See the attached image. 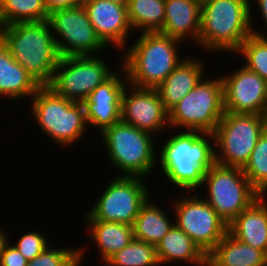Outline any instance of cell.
Segmentation results:
<instances>
[{"label":"cell","instance_id":"obj_23","mask_svg":"<svg viewBox=\"0 0 267 266\" xmlns=\"http://www.w3.org/2000/svg\"><path fill=\"white\" fill-rule=\"evenodd\" d=\"M155 249L159 265L183 262L186 264L192 263L193 266H207V256L175 224L163 236Z\"/></svg>","mask_w":267,"mask_h":266},{"label":"cell","instance_id":"obj_8","mask_svg":"<svg viewBox=\"0 0 267 266\" xmlns=\"http://www.w3.org/2000/svg\"><path fill=\"white\" fill-rule=\"evenodd\" d=\"M266 129L265 115L225 111L213 133L215 162L243 169Z\"/></svg>","mask_w":267,"mask_h":266},{"label":"cell","instance_id":"obj_21","mask_svg":"<svg viewBox=\"0 0 267 266\" xmlns=\"http://www.w3.org/2000/svg\"><path fill=\"white\" fill-rule=\"evenodd\" d=\"M41 86L11 56L5 42L0 38V99L6 97L14 102L31 99Z\"/></svg>","mask_w":267,"mask_h":266},{"label":"cell","instance_id":"obj_35","mask_svg":"<svg viewBox=\"0 0 267 266\" xmlns=\"http://www.w3.org/2000/svg\"><path fill=\"white\" fill-rule=\"evenodd\" d=\"M85 1L86 0H44L48 15L58 10L82 6Z\"/></svg>","mask_w":267,"mask_h":266},{"label":"cell","instance_id":"obj_27","mask_svg":"<svg viewBox=\"0 0 267 266\" xmlns=\"http://www.w3.org/2000/svg\"><path fill=\"white\" fill-rule=\"evenodd\" d=\"M44 0H0V23L7 26L18 22L48 20Z\"/></svg>","mask_w":267,"mask_h":266},{"label":"cell","instance_id":"obj_26","mask_svg":"<svg viewBox=\"0 0 267 266\" xmlns=\"http://www.w3.org/2000/svg\"><path fill=\"white\" fill-rule=\"evenodd\" d=\"M127 12L133 33L160 32L165 20V0H129Z\"/></svg>","mask_w":267,"mask_h":266},{"label":"cell","instance_id":"obj_20","mask_svg":"<svg viewBox=\"0 0 267 266\" xmlns=\"http://www.w3.org/2000/svg\"><path fill=\"white\" fill-rule=\"evenodd\" d=\"M260 196L243 210L230 224L228 232L241 242L267 255V201Z\"/></svg>","mask_w":267,"mask_h":266},{"label":"cell","instance_id":"obj_25","mask_svg":"<svg viewBox=\"0 0 267 266\" xmlns=\"http://www.w3.org/2000/svg\"><path fill=\"white\" fill-rule=\"evenodd\" d=\"M151 197L141 206L139 213L132 225L134 239L156 245L161 241L163 236L175 224L169 218L173 215H167L166 210Z\"/></svg>","mask_w":267,"mask_h":266},{"label":"cell","instance_id":"obj_33","mask_svg":"<svg viewBox=\"0 0 267 266\" xmlns=\"http://www.w3.org/2000/svg\"><path fill=\"white\" fill-rule=\"evenodd\" d=\"M28 260L11 243L4 246L0 254V266H27Z\"/></svg>","mask_w":267,"mask_h":266},{"label":"cell","instance_id":"obj_32","mask_svg":"<svg viewBox=\"0 0 267 266\" xmlns=\"http://www.w3.org/2000/svg\"><path fill=\"white\" fill-rule=\"evenodd\" d=\"M41 231H29L22 234L13 245L28 260H33L41 254L49 245L48 236Z\"/></svg>","mask_w":267,"mask_h":266},{"label":"cell","instance_id":"obj_5","mask_svg":"<svg viewBox=\"0 0 267 266\" xmlns=\"http://www.w3.org/2000/svg\"><path fill=\"white\" fill-rule=\"evenodd\" d=\"M30 102V117L56 146L68 149L87 133L89 127L82 102L58 96L48 86H41Z\"/></svg>","mask_w":267,"mask_h":266},{"label":"cell","instance_id":"obj_34","mask_svg":"<svg viewBox=\"0 0 267 266\" xmlns=\"http://www.w3.org/2000/svg\"><path fill=\"white\" fill-rule=\"evenodd\" d=\"M255 1V2H254ZM250 0V23H251V29H252V35L256 36V37H260L263 39H267V0ZM253 2V3H252ZM254 3L256 4V6L254 5ZM254 5V6H253ZM255 7H258L257 10L259 9V13L257 15H259L260 20H263L262 23H264L263 25H265L264 27V31L260 32L261 29L256 30V26L254 27L255 22L254 19L256 20V18H254V14H255ZM254 9V10H253ZM254 14H253V12ZM266 29V32H265ZM265 32V33H264Z\"/></svg>","mask_w":267,"mask_h":266},{"label":"cell","instance_id":"obj_1","mask_svg":"<svg viewBox=\"0 0 267 266\" xmlns=\"http://www.w3.org/2000/svg\"><path fill=\"white\" fill-rule=\"evenodd\" d=\"M171 131L165 143H161L162 147L158 148L157 162L161 174L178 191H199L205 172L216 163L214 134L188 130Z\"/></svg>","mask_w":267,"mask_h":266},{"label":"cell","instance_id":"obj_17","mask_svg":"<svg viewBox=\"0 0 267 266\" xmlns=\"http://www.w3.org/2000/svg\"><path fill=\"white\" fill-rule=\"evenodd\" d=\"M83 6L102 43L108 49L113 46L118 52L125 51L129 46L128 37L133 32L127 6L110 0H86Z\"/></svg>","mask_w":267,"mask_h":266},{"label":"cell","instance_id":"obj_9","mask_svg":"<svg viewBox=\"0 0 267 266\" xmlns=\"http://www.w3.org/2000/svg\"><path fill=\"white\" fill-rule=\"evenodd\" d=\"M203 199L230 224L261 195L250 184L241 168L215 163L204 175Z\"/></svg>","mask_w":267,"mask_h":266},{"label":"cell","instance_id":"obj_41","mask_svg":"<svg viewBox=\"0 0 267 266\" xmlns=\"http://www.w3.org/2000/svg\"><path fill=\"white\" fill-rule=\"evenodd\" d=\"M1 28H2V26H1V23H0V38H1Z\"/></svg>","mask_w":267,"mask_h":266},{"label":"cell","instance_id":"obj_7","mask_svg":"<svg viewBox=\"0 0 267 266\" xmlns=\"http://www.w3.org/2000/svg\"><path fill=\"white\" fill-rule=\"evenodd\" d=\"M205 77L169 111L170 129L214 133L225 112L223 82Z\"/></svg>","mask_w":267,"mask_h":266},{"label":"cell","instance_id":"obj_36","mask_svg":"<svg viewBox=\"0 0 267 266\" xmlns=\"http://www.w3.org/2000/svg\"><path fill=\"white\" fill-rule=\"evenodd\" d=\"M2 227V226H0ZM4 228H0V254L2 253L4 246L9 242L10 237L8 236L9 234L7 233ZM9 238V239H8Z\"/></svg>","mask_w":267,"mask_h":266},{"label":"cell","instance_id":"obj_10","mask_svg":"<svg viewBox=\"0 0 267 266\" xmlns=\"http://www.w3.org/2000/svg\"><path fill=\"white\" fill-rule=\"evenodd\" d=\"M113 177L82 220L133 225L141 206L152 196L148 182L142 177Z\"/></svg>","mask_w":267,"mask_h":266},{"label":"cell","instance_id":"obj_12","mask_svg":"<svg viewBox=\"0 0 267 266\" xmlns=\"http://www.w3.org/2000/svg\"><path fill=\"white\" fill-rule=\"evenodd\" d=\"M194 193L197 192H184L185 196L175 198L171 209L175 213V225L207 256L227 234L228 224L200 195Z\"/></svg>","mask_w":267,"mask_h":266},{"label":"cell","instance_id":"obj_2","mask_svg":"<svg viewBox=\"0 0 267 266\" xmlns=\"http://www.w3.org/2000/svg\"><path fill=\"white\" fill-rule=\"evenodd\" d=\"M136 37L122 53L119 64L125 69L129 84L157 88L184 60L180 56L182 41L160 32H143Z\"/></svg>","mask_w":267,"mask_h":266},{"label":"cell","instance_id":"obj_22","mask_svg":"<svg viewBox=\"0 0 267 266\" xmlns=\"http://www.w3.org/2000/svg\"><path fill=\"white\" fill-rule=\"evenodd\" d=\"M83 224L88 226L86 237L99 250L97 259L103 264L134 239L132 226L128 224L98 220H83Z\"/></svg>","mask_w":267,"mask_h":266},{"label":"cell","instance_id":"obj_37","mask_svg":"<svg viewBox=\"0 0 267 266\" xmlns=\"http://www.w3.org/2000/svg\"><path fill=\"white\" fill-rule=\"evenodd\" d=\"M79 247V260L73 265V266H83V259H85V253L87 252V246L85 245L84 247L78 246ZM86 251V252H85Z\"/></svg>","mask_w":267,"mask_h":266},{"label":"cell","instance_id":"obj_19","mask_svg":"<svg viewBox=\"0 0 267 266\" xmlns=\"http://www.w3.org/2000/svg\"><path fill=\"white\" fill-rule=\"evenodd\" d=\"M184 58L183 61L156 88L160 99L169 112L183 99L205 76L206 64L196 56Z\"/></svg>","mask_w":267,"mask_h":266},{"label":"cell","instance_id":"obj_14","mask_svg":"<svg viewBox=\"0 0 267 266\" xmlns=\"http://www.w3.org/2000/svg\"><path fill=\"white\" fill-rule=\"evenodd\" d=\"M121 120L154 136L170 130L169 112L156 88H140L128 83L121 97Z\"/></svg>","mask_w":267,"mask_h":266},{"label":"cell","instance_id":"obj_39","mask_svg":"<svg viewBox=\"0 0 267 266\" xmlns=\"http://www.w3.org/2000/svg\"><path fill=\"white\" fill-rule=\"evenodd\" d=\"M194 1H197V2H199L200 4H203V3H205V2H207V1H209V0H194Z\"/></svg>","mask_w":267,"mask_h":266},{"label":"cell","instance_id":"obj_13","mask_svg":"<svg viewBox=\"0 0 267 266\" xmlns=\"http://www.w3.org/2000/svg\"><path fill=\"white\" fill-rule=\"evenodd\" d=\"M48 21L61 57L98 55L108 49L97 36L83 5L55 11L49 14Z\"/></svg>","mask_w":267,"mask_h":266},{"label":"cell","instance_id":"obj_15","mask_svg":"<svg viewBox=\"0 0 267 266\" xmlns=\"http://www.w3.org/2000/svg\"><path fill=\"white\" fill-rule=\"evenodd\" d=\"M221 76L224 111L265 115L267 108V81L242 64Z\"/></svg>","mask_w":267,"mask_h":266},{"label":"cell","instance_id":"obj_24","mask_svg":"<svg viewBox=\"0 0 267 266\" xmlns=\"http://www.w3.org/2000/svg\"><path fill=\"white\" fill-rule=\"evenodd\" d=\"M207 266H267V255L227 232L207 255Z\"/></svg>","mask_w":267,"mask_h":266},{"label":"cell","instance_id":"obj_28","mask_svg":"<svg viewBox=\"0 0 267 266\" xmlns=\"http://www.w3.org/2000/svg\"><path fill=\"white\" fill-rule=\"evenodd\" d=\"M160 266L155 246L133 239L125 248L111 256L104 266Z\"/></svg>","mask_w":267,"mask_h":266},{"label":"cell","instance_id":"obj_3","mask_svg":"<svg viewBox=\"0 0 267 266\" xmlns=\"http://www.w3.org/2000/svg\"><path fill=\"white\" fill-rule=\"evenodd\" d=\"M11 56L40 86L53 77L60 55L48 20L13 23L1 28Z\"/></svg>","mask_w":267,"mask_h":266},{"label":"cell","instance_id":"obj_30","mask_svg":"<svg viewBox=\"0 0 267 266\" xmlns=\"http://www.w3.org/2000/svg\"><path fill=\"white\" fill-rule=\"evenodd\" d=\"M241 60L244 59L243 64L248 69L259 74L267 81V39L250 35L234 53Z\"/></svg>","mask_w":267,"mask_h":266},{"label":"cell","instance_id":"obj_38","mask_svg":"<svg viewBox=\"0 0 267 266\" xmlns=\"http://www.w3.org/2000/svg\"><path fill=\"white\" fill-rule=\"evenodd\" d=\"M110 1H112L113 3L124 5V6H127L129 3V0H110Z\"/></svg>","mask_w":267,"mask_h":266},{"label":"cell","instance_id":"obj_11","mask_svg":"<svg viewBox=\"0 0 267 266\" xmlns=\"http://www.w3.org/2000/svg\"><path fill=\"white\" fill-rule=\"evenodd\" d=\"M103 58L98 55L60 57L47 86L58 96L83 102L116 72Z\"/></svg>","mask_w":267,"mask_h":266},{"label":"cell","instance_id":"obj_4","mask_svg":"<svg viewBox=\"0 0 267 266\" xmlns=\"http://www.w3.org/2000/svg\"><path fill=\"white\" fill-rule=\"evenodd\" d=\"M250 0H209L201 4L198 45L202 51L234 53L252 35Z\"/></svg>","mask_w":267,"mask_h":266},{"label":"cell","instance_id":"obj_16","mask_svg":"<svg viewBox=\"0 0 267 266\" xmlns=\"http://www.w3.org/2000/svg\"><path fill=\"white\" fill-rule=\"evenodd\" d=\"M117 70L82 102L88 127L97 128L100 134L121 121V97L128 79L122 66L119 67L121 73Z\"/></svg>","mask_w":267,"mask_h":266},{"label":"cell","instance_id":"obj_18","mask_svg":"<svg viewBox=\"0 0 267 266\" xmlns=\"http://www.w3.org/2000/svg\"><path fill=\"white\" fill-rule=\"evenodd\" d=\"M201 28V4L194 0H165V20L160 33L198 47Z\"/></svg>","mask_w":267,"mask_h":266},{"label":"cell","instance_id":"obj_6","mask_svg":"<svg viewBox=\"0 0 267 266\" xmlns=\"http://www.w3.org/2000/svg\"><path fill=\"white\" fill-rule=\"evenodd\" d=\"M101 136L109 163L115 170L119 169L116 176L147 177L148 180L154 175L158 160L153 134L121 120L106 128Z\"/></svg>","mask_w":267,"mask_h":266},{"label":"cell","instance_id":"obj_29","mask_svg":"<svg viewBox=\"0 0 267 266\" xmlns=\"http://www.w3.org/2000/svg\"><path fill=\"white\" fill-rule=\"evenodd\" d=\"M250 184L261 195H267V129L260 136L242 169Z\"/></svg>","mask_w":267,"mask_h":266},{"label":"cell","instance_id":"obj_31","mask_svg":"<svg viewBox=\"0 0 267 266\" xmlns=\"http://www.w3.org/2000/svg\"><path fill=\"white\" fill-rule=\"evenodd\" d=\"M79 260V247H48L27 266H73Z\"/></svg>","mask_w":267,"mask_h":266},{"label":"cell","instance_id":"obj_40","mask_svg":"<svg viewBox=\"0 0 267 266\" xmlns=\"http://www.w3.org/2000/svg\"><path fill=\"white\" fill-rule=\"evenodd\" d=\"M265 118L267 119V108H266V111H265Z\"/></svg>","mask_w":267,"mask_h":266}]
</instances>
